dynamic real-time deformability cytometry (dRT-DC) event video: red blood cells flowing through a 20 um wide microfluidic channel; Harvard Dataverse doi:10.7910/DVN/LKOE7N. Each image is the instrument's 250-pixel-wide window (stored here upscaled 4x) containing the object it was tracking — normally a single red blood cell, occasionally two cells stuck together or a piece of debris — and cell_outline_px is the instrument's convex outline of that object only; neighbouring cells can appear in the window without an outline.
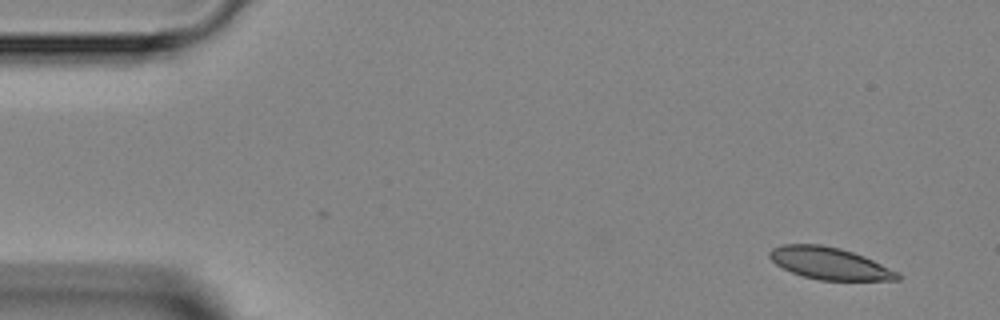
{"species": "Egyptian fruit bat (a non-hibernating species)", "species_latin": "Rousettus aegyptiacus", "temperature_condition": "room temperature", "stored_images_in_passage": 2, "camera_frame_rate_fps": 3000, "um_per_image_px": 0.085, "animal": {"sex": "female"}, "frame": {"image": 1, "passage_image": 2, "time_ms": 1.333, "image_size_px": [1000, 320], "cell_outline_px": [[900, 280], [820, 280], [804, 276], [792, 272], [776, 264], [768, 256], [768, 252], [772, 248], [780, 244], [820, 244], [840, 248], [864, 256], [900, 272]], "centroid_in_image_um": [70.52, 22.38], "position_along_channel_um": 14.5, "area_um2": 23.87}}